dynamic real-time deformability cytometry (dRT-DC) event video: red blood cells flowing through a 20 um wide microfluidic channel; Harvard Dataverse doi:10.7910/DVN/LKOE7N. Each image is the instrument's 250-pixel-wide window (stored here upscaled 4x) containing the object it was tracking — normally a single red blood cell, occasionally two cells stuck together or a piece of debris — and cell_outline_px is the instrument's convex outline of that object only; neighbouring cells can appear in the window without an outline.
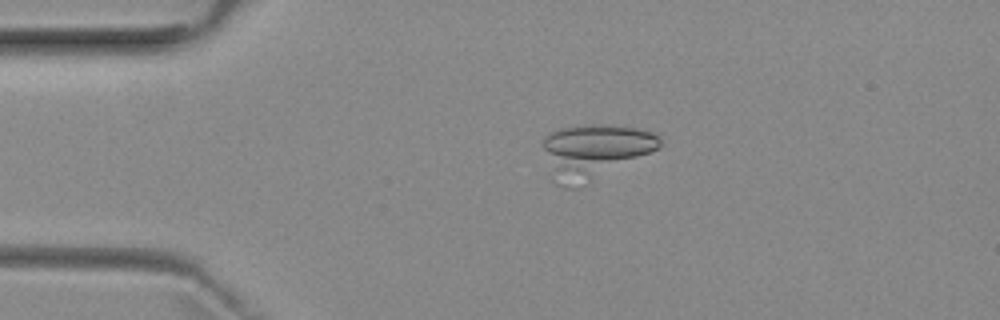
{"species": "common noctule bat (a hibernating species)", "species_latin": "Nyctalus noctula", "temperature_condition": "room temperature", "stored_images_in_passage": 46, "camera_frame_rate_fps": 3000, "um_per_image_px": 0.085, "animal": {"sex": "female", "body_mass_g": 29.2, "forearm_length_mm": 56.3}, "frame": {"image": 1, "passage_image": 4, "time_ms": 1.0, "image_size_px": [1000, 320], "cell_outline_px": [[660, 148], [576, 188], [564, 188], [556, 184], [552, 180], [544, 148], [544, 136], [560, 128], [592, 124], [604, 124], [636, 128], [652, 132], [660, 136]], "centroid_in_image_um": [50.51, 12.86], "position_along_channel_um": 34.5, "area_um2": 36.7}}
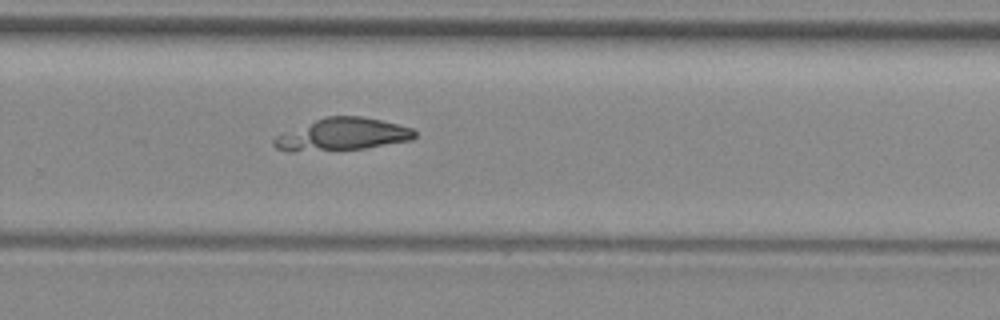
{"frame": {"image": 2, "passage_image": 27, "time_ms": 8.667, "image_size_px": [1000, 320], "cell_outline_px": [[416, 136], [412, 140], [364, 148], [292, 152], [288, 152], [276, 148], [272, 144], [272, 140], [276, 136], [316, 120], [328, 116], [360, 116], [380, 120], [412, 128], [416, 132]], "centroid_in_image_um": [29.1, 11.44], "position_along_channel_um": 300.7, "area_um2": 26.07}}
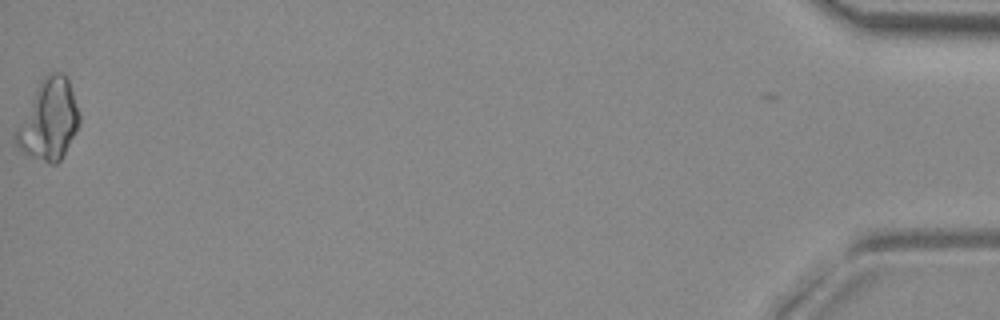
{"frame": {"image": 3, "passage_image": 45, "time_ms": 14.667, "image_size_px": [1000, 320], "cell_outline_px": [[80, 124], [60, 160], [56, 164], [48, 164], [16, 148], [16, 132], [44, 76], [52, 72], [60, 72], [68, 80], [80, 112]], "centroid_in_image_um": [4.21, 10.23], "position_along_channel_um": 431.0, "area_um2": 28.55}}